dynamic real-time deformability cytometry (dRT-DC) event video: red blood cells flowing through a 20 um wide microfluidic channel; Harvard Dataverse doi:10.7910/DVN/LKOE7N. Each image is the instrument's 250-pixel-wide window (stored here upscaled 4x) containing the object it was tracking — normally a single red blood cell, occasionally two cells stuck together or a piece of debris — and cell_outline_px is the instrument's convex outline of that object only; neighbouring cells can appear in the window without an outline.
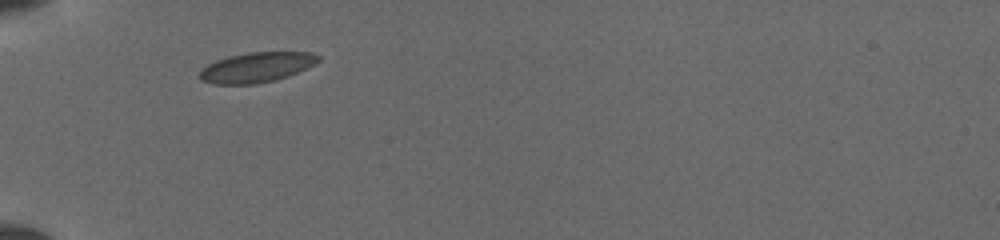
{"species": "common noctule bat (a hibernating species)", "species_latin": "Nyctalus noctula", "temperature_condition": "cold", "stored_images_in_passage": 4, "camera_frame_rate_fps": 3000, "um_per_image_px": 0.085, "animal": {"sex": "female", "body_mass_g": 19.5, "forearm_length_mm": 54.1}, "frame": {"image": 1, "passage_image": 1, "time_ms": 0.0, "image_size_px": [1000, 240], "cell_outline_px": [[320, 60], [288, 76], [256, 84], [216, 84], [204, 80], [200, 76], [200, 72], [208, 64], [216, 60], [228, 56], [248, 52], [308, 52], [320, 56]], "centroid_in_image_um": [21.8, 5.71], "position_along_channel_um": 63.2, "area_um2": 20.29}}
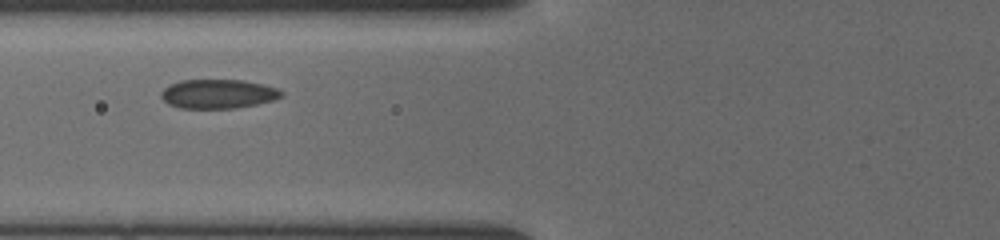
{"frame": {"image": 2, "passage_image": 3, "time_ms": 1.333, "image_size_px": [1000, 240], "cell_outline_px": [[284, 92], [280, 96], [272, 100], [256, 104], [232, 108], [180, 108], [168, 104], [160, 96], [160, 92], [164, 88], [180, 80], [244, 80], [276, 88]], "centroid_in_image_um": [18.49, 7.98], "position_along_channel_um": 107.3, "area_um2": 20.17}}